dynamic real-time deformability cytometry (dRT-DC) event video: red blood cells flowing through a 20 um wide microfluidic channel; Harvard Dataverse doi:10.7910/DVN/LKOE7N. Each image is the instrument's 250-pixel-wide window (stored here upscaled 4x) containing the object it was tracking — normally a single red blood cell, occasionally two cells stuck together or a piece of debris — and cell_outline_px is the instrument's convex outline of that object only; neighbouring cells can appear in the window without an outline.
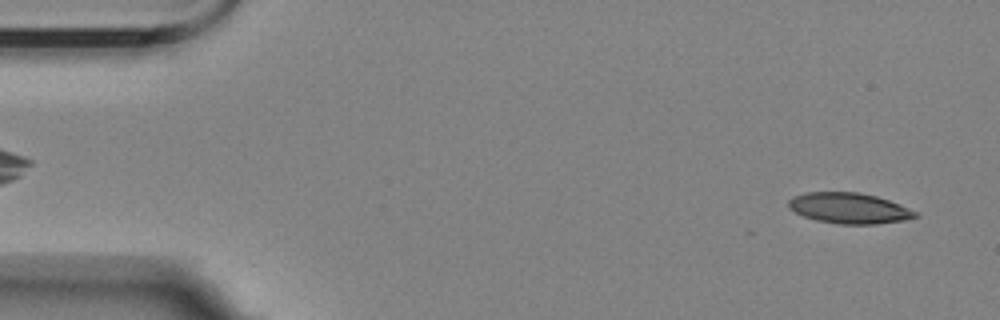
{"species": "Egyptian fruit bat (a non-hibernating species)", "species_latin": "Rousettus aegyptiacus", "temperature_condition": "room temperature", "stored_images_in_passage": 52, "camera_frame_rate_fps": 3000, "um_per_image_px": 0.085, "animal": {"sex": "female"}, "frame": {"image": 1, "passage_image": 2, "time_ms": 0.333, "image_size_px": [1000, 320], "cell_outline_px": [[920, 216], [904, 220], [876, 224], [840, 224], [816, 220], [804, 216], [788, 208], [788, 200], [792, 196], [804, 192], [856, 192], [876, 196], [900, 204], [920, 212]], "centroid_in_image_um": [72.19, 17.69], "position_along_channel_um": 12.8, "area_um2": 22.83}}
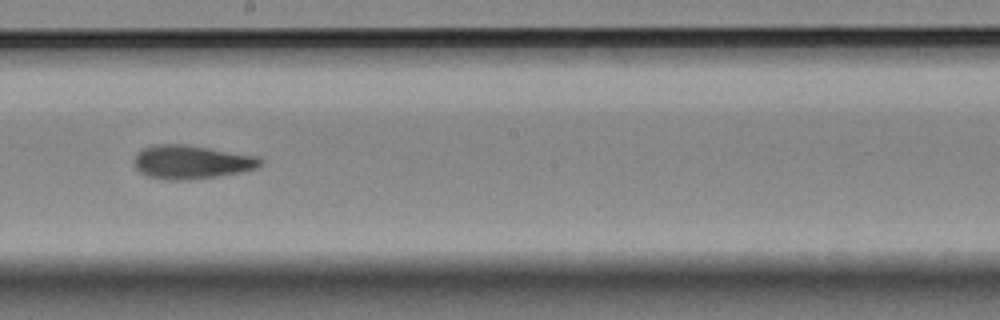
{"frame": {"image": 2, "passage_image": 30, "time_ms": 9.667, "image_size_px": [1000, 320], "cell_outline_px": [[260, 164], [256, 168], [240, 172], [216, 176], [188, 180], [164, 180], [148, 176], [140, 172], [136, 168], [136, 156], [144, 148], [152, 144], [184, 144], [260, 156]], "centroid_in_image_um": [16.28, 13.77], "position_along_channel_um": 231.9, "area_um2": 24.51}}
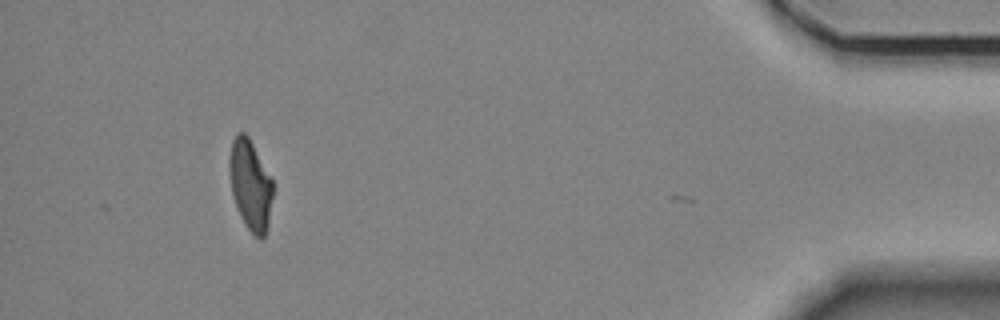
{"frame": {"image": 3, "passage_image": 51, "time_ms": 16.667, "image_size_px": [1000, 320], "cell_outline_px": [[272, 196], [268, 228], [264, 236], [260, 240], [248, 228], [240, 216], [232, 192], [228, 168], [228, 160], [232, 140], [236, 132], [244, 132], [248, 136], [272, 180]], "centroid_in_image_um": [21.26, 15.7], "position_along_channel_um": 413.9, "area_um2": 22.66}, "authors_computed_cell_mechanics": {"area_um2": 23.9581, "velocity_mm_per_s": 3.5041, "shape_relaxation_time_tau1_ms": 8.0328, "shape_relaxation_time_tau2_ms": 2.6072, "deformation_change_tau1": 0.2017, "deformation_change_tau2": 0.1}}